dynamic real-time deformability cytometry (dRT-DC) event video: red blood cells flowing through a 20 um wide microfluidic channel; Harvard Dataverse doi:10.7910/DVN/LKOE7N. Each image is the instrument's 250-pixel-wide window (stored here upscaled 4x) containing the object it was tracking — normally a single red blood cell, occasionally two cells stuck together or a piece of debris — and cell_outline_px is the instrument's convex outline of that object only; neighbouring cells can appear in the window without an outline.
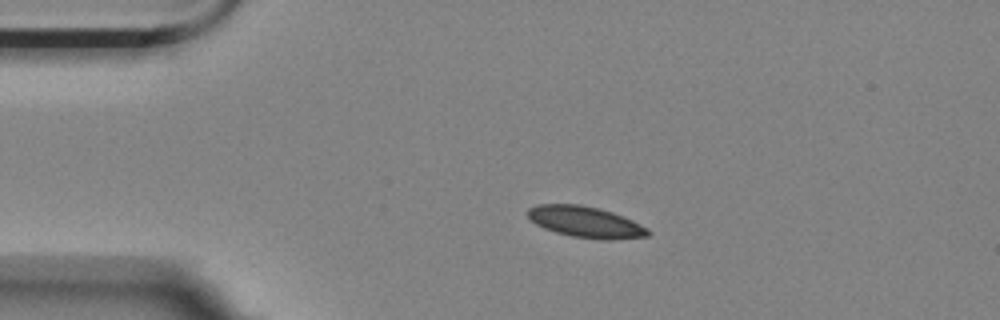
{"species": "Egyptian fruit bat (a non-hibernating species)", "species_latin": "Rousettus aegyptiacus", "temperature_condition": "room temperature", "stored_images_in_passage": 30, "camera_frame_rate_fps": 3000, "um_per_image_px": 0.085, "animal": {"sex": "female"}, "frame": {"image": 1, "passage_image": 1, "time_ms": 0.0, "image_size_px": [1000, 320], "cell_outline_px": [[652, 232], [648, 236], [612, 240], [600, 240], [572, 236], [556, 232], [544, 228], [536, 224], [528, 216], [528, 208], [536, 204], [580, 204], [600, 208], [624, 216], [648, 228]], "centroid_in_image_um": [49.8, 18.87], "position_along_channel_um": 35.2, "area_um2": 21.96}}
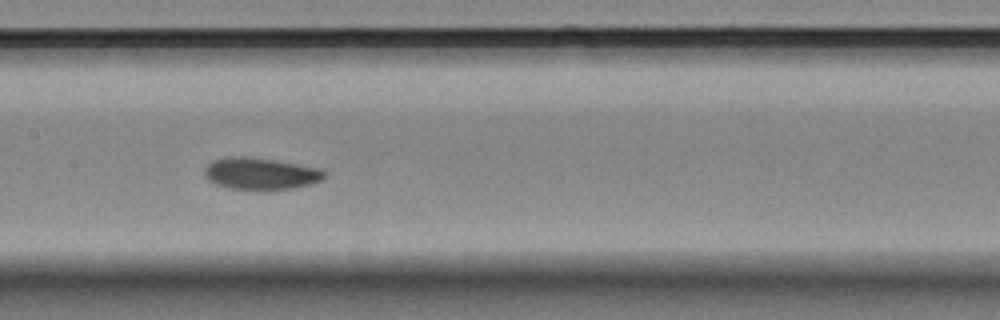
{"frame": {"image": 2, "passage_image": 17, "time_ms": 5.333, "image_size_px": [1000, 320], "cell_outline_px": [[324, 176], [320, 180], [312, 184], [292, 188], [228, 188], [216, 184], [208, 180], [204, 176], [204, 168], [212, 160], [228, 156], [248, 156], [320, 168], [324, 172]], "centroid_in_image_um": [22.09, 14.73], "position_along_channel_um": 185.3, "area_um2": 21.79}}
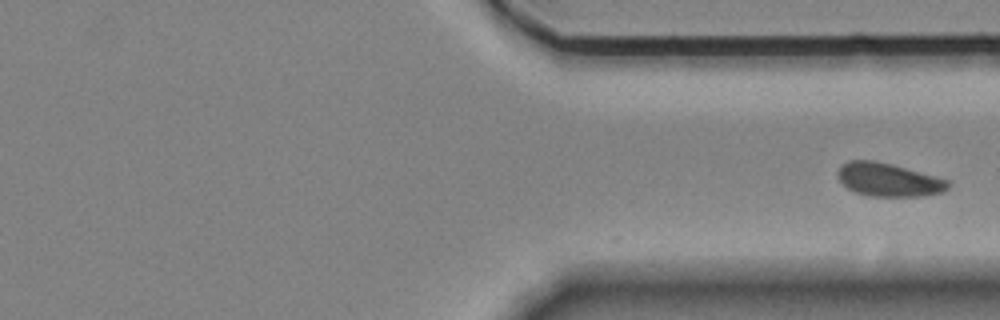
{"frame": {"image": 3, "passage_image": 30, "time_ms": 9.667, "image_size_px": [1000, 320], "cell_outline_px": [[952, 184], [944, 192], [924, 196], [868, 196], [856, 192], [848, 188], [836, 176], [836, 172], [848, 160], [872, 160], [892, 164], [948, 180]], "centroid_in_image_um": [75.53, 15.28], "position_along_channel_um": 335.9, "area_um2": 21.39}}